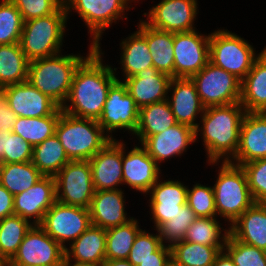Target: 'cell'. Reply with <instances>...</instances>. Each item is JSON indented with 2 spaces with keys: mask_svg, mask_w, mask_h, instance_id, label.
<instances>
[{
  "mask_svg": "<svg viewBox=\"0 0 266 266\" xmlns=\"http://www.w3.org/2000/svg\"><path fill=\"white\" fill-rule=\"evenodd\" d=\"M100 48L91 44L88 56L75 70L63 112L94 120L101 117L109 88L117 80V68L103 64Z\"/></svg>",
  "mask_w": 266,
  "mask_h": 266,
  "instance_id": "6da1fadb",
  "label": "cell"
},
{
  "mask_svg": "<svg viewBox=\"0 0 266 266\" xmlns=\"http://www.w3.org/2000/svg\"><path fill=\"white\" fill-rule=\"evenodd\" d=\"M246 110L238 103L222 106L207 107L201 117L200 125L196 128V140L200 132L208 163L215 165L231 161L239 146L240 128Z\"/></svg>",
  "mask_w": 266,
  "mask_h": 266,
  "instance_id": "7a4b0ae2",
  "label": "cell"
},
{
  "mask_svg": "<svg viewBox=\"0 0 266 266\" xmlns=\"http://www.w3.org/2000/svg\"><path fill=\"white\" fill-rule=\"evenodd\" d=\"M87 56L59 53L30 61L28 81L61 108L69 96L75 70Z\"/></svg>",
  "mask_w": 266,
  "mask_h": 266,
  "instance_id": "3957f363",
  "label": "cell"
},
{
  "mask_svg": "<svg viewBox=\"0 0 266 266\" xmlns=\"http://www.w3.org/2000/svg\"><path fill=\"white\" fill-rule=\"evenodd\" d=\"M55 134L71 161H89L110 140L98 120L60 111Z\"/></svg>",
  "mask_w": 266,
  "mask_h": 266,
  "instance_id": "277c9868",
  "label": "cell"
},
{
  "mask_svg": "<svg viewBox=\"0 0 266 266\" xmlns=\"http://www.w3.org/2000/svg\"><path fill=\"white\" fill-rule=\"evenodd\" d=\"M67 19L63 3L50 15L24 22L19 44L29 61L61 53Z\"/></svg>",
  "mask_w": 266,
  "mask_h": 266,
  "instance_id": "5b68a950",
  "label": "cell"
},
{
  "mask_svg": "<svg viewBox=\"0 0 266 266\" xmlns=\"http://www.w3.org/2000/svg\"><path fill=\"white\" fill-rule=\"evenodd\" d=\"M219 170L213 186L216 213L231 226L255 202L240 165L226 161Z\"/></svg>",
  "mask_w": 266,
  "mask_h": 266,
  "instance_id": "8992f818",
  "label": "cell"
},
{
  "mask_svg": "<svg viewBox=\"0 0 266 266\" xmlns=\"http://www.w3.org/2000/svg\"><path fill=\"white\" fill-rule=\"evenodd\" d=\"M260 53L256 54L248 41L227 29L210 33L209 62L230 72L240 81L251 70Z\"/></svg>",
  "mask_w": 266,
  "mask_h": 266,
  "instance_id": "52a82bcc",
  "label": "cell"
},
{
  "mask_svg": "<svg viewBox=\"0 0 266 266\" xmlns=\"http://www.w3.org/2000/svg\"><path fill=\"white\" fill-rule=\"evenodd\" d=\"M130 1V2H129ZM135 0H63L67 14L75 10L83 19L92 37L91 44L100 47L101 36L106 29L125 18L129 3Z\"/></svg>",
  "mask_w": 266,
  "mask_h": 266,
  "instance_id": "ba28073f",
  "label": "cell"
},
{
  "mask_svg": "<svg viewBox=\"0 0 266 266\" xmlns=\"http://www.w3.org/2000/svg\"><path fill=\"white\" fill-rule=\"evenodd\" d=\"M205 108L240 102L241 81L211 62L191 77Z\"/></svg>",
  "mask_w": 266,
  "mask_h": 266,
  "instance_id": "9c48e42d",
  "label": "cell"
},
{
  "mask_svg": "<svg viewBox=\"0 0 266 266\" xmlns=\"http://www.w3.org/2000/svg\"><path fill=\"white\" fill-rule=\"evenodd\" d=\"M54 178L57 202L89 208L95 193L89 161H69Z\"/></svg>",
  "mask_w": 266,
  "mask_h": 266,
  "instance_id": "30bf717a",
  "label": "cell"
},
{
  "mask_svg": "<svg viewBox=\"0 0 266 266\" xmlns=\"http://www.w3.org/2000/svg\"><path fill=\"white\" fill-rule=\"evenodd\" d=\"M89 209L55 202L45 213L40 226L64 249L91 226ZM71 241V242H70Z\"/></svg>",
  "mask_w": 266,
  "mask_h": 266,
  "instance_id": "8fae6325",
  "label": "cell"
},
{
  "mask_svg": "<svg viewBox=\"0 0 266 266\" xmlns=\"http://www.w3.org/2000/svg\"><path fill=\"white\" fill-rule=\"evenodd\" d=\"M138 120L139 108L127 92L123 81L116 80L109 88L98 124L111 139H115L112 137V131L116 132L117 129L130 131L134 134L138 126Z\"/></svg>",
  "mask_w": 266,
  "mask_h": 266,
  "instance_id": "7c38bea8",
  "label": "cell"
},
{
  "mask_svg": "<svg viewBox=\"0 0 266 266\" xmlns=\"http://www.w3.org/2000/svg\"><path fill=\"white\" fill-rule=\"evenodd\" d=\"M65 249L40 225L27 231L16 254L8 262L13 266H61Z\"/></svg>",
  "mask_w": 266,
  "mask_h": 266,
  "instance_id": "4fadbf2b",
  "label": "cell"
},
{
  "mask_svg": "<svg viewBox=\"0 0 266 266\" xmlns=\"http://www.w3.org/2000/svg\"><path fill=\"white\" fill-rule=\"evenodd\" d=\"M210 34L197 30L174 33V77L191 78L209 62Z\"/></svg>",
  "mask_w": 266,
  "mask_h": 266,
  "instance_id": "5bb4252c",
  "label": "cell"
},
{
  "mask_svg": "<svg viewBox=\"0 0 266 266\" xmlns=\"http://www.w3.org/2000/svg\"><path fill=\"white\" fill-rule=\"evenodd\" d=\"M197 0H161L149 9L145 22L156 29L172 33L190 32L198 14Z\"/></svg>",
  "mask_w": 266,
  "mask_h": 266,
  "instance_id": "9a60e30c",
  "label": "cell"
},
{
  "mask_svg": "<svg viewBox=\"0 0 266 266\" xmlns=\"http://www.w3.org/2000/svg\"><path fill=\"white\" fill-rule=\"evenodd\" d=\"M0 92L17 117L60 115L61 108L29 81L9 85Z\"/></svg>",
  "mask_w": 266,
  "mask_h": 266,
  "instance_id": "2e32d148",
  "label": "cell"
},
{
  "mask_svg": "<svg viewBox=\"0 0 266 266\" xmlns=\"http://www.w3.org/2000/svg\"><path fill=\"white\" fill-rule=\"evenodd\" d=\"M125 146L122 141L123 185L126 184L135 191L149 195L147 193L150 188L160 178V165L142 145L134 146L127 154Z\"/></svg>",
  "mask_w": 266,
  "mask_h": 266,
  "instance_id": "e0dca14e",
  "label": "cell"
},
{
  "mask_svg": "<svg viewBox=\"0 0 266 266\" xmlns=\"http://www.w3.org/2000/svg\"><path fill=\"white\" fill-rule=\"evenodd\" d=\"M55 202V178L43 176L28 190L14 195V215L28 220L33 225H40L45 213Z\"/></svg>",
  "mask_w": 266,
  "mask_h": 266,
  "instance_id": "ac0fdd59",
  "label": "cell"
},
{
  "mask_svg": "<svg viewBox=\"0 0 266 266\" xmlns=\"http://www.w3.org/2000/svg\"><path fill=\"white\" fill-rule=\"evenodd\" d=\"M188 186L176 180H157L150 188V211L154 228L158 230L165 222L187 204Z\"/></svg>",
  "mask_w": 266,
  "mask_h": 266,
  "instance_id": "d6986e66",
  "label": "cell"
},
{
  "mask_svg": "<svg viewBox=\"0 0 266 266\" xmlns=\"http://www.w3.org/2000/svg\"><path fill=\"white\" fill-rule=\"evenodd\" d=\"M265 158L266 112H246L241 123L239 146L230 162L241 166Z\"/></svg>",
  "mask_w": 266,
  "mask_h": 266,
  "instance_id": "ffe728a7",
  "label": "cell"
},
{
  "mask_svg": "<svg viewBox=\"0 0 266 266\" xmlns=\"http://www.w3.org/2000/svg\"><path fill=\"white\" fill-rule=\"evenodd\" d=\"M89 163L95 191L117 190L119 185H123L121 140H110Z\"/></svg>",
  "mask_w": 266,
  "mask_h": 266,
  "instance_id": "44dd1931",
  "label": "cell"
},
{
  "mask_svg": "<svg viewBox=\"0 0 266 266\" xmlns=\"http://www.w3.org/2000/svg\"><path fill=\"white\" fill-rule=\"evenodd\" d=\"M194 142H196L195 129L177 123L165 131L147 137L141 145L159 165L170 157L181 156Z\"/></svg>",
  "mask_w": 266,
  "mask_h": 266,
  "instance_id": "7402d4cb",
  "label": "cell"
},
{
  "mask_svg": "<svg viewBox=\"0 0 266 266\" xmlns=\"http://www.w3.org/2000/svg\"><path fill=\"white\" fill-rule=\"evenodd\" d=\"M171 77L159 72L154 66L143 69L123 81L136 106L141 107L167 100Z\"/></svg>",
  "mask_w": 266,
  "mask_h": 266,
  "instance_id": "603a6c76",
  "label": "cell"
},
{
  "mask_svg": "<svg viewBox=\"0 0 266 266\" xmlns=\"http://www.w3.org/2000/svg\"><path fill=\"white\" fill-rule=\"evenodd\" d=\"M168 92H172L170 97L168 95L167 101L177 123L196 130L200 125L195 123L197 122L196 118L199 115L202 116L205 107L200 100L194 82L191 78L174 77L170 81Z\"/></svg>",
  "mask_w": 266,
  "mask_h": 266,
  "instance_id": "cb8c5ba5",
  "label": "cell"
},
{
  "mask_svg": "<svg viewBox=\"0 0 266 266\" xmlns=\"http://www.w3.org/2000/svg\"><path fill=\"white\" fill-rule=\"evenodd\" d=\"M124 199V191L121 188L95 191L88 208L92 225L107 230L131 220L133 217L128 218L125 212Z\"/></svg>",
  "mask_w": 266,
  "mask_h": 266,
  "instance_id": "d4e9b609",
  "label": "cell"
},
{
  "mask_svg": "<svg viewBox=\"0 0 266 266\" xmlns=\"http://www.w3.org/2000/svg\"><path fill=\"white\" fill-rule=\"evenodd\" d=\"M137 31L120 43L122 72L124 79L136 75L143 69L154 66L146 40V22L140 20Z\"/></svg>",
  "mask_w": 266,
  "mask_h": 266,
  "instance_id": "484cf974",
  "label": "cell"
},
{
  "mask_svg": "<svg viewBox=\"0 0 266 266\" xmlns=\"http://www.w3.org/2000/svg\"><path fill=\"white\" fill-rule=\"evenodd\" d=\"M229 234L266 251V203H254L231 226Z\"/></svg>",
  "mask_w": 266,
  "mask_h": 266,
  "instance_id": "4316f807",
  "label": "cell"
},
{
  "mask_svg": "<svg viewBox=\"0 0 266 266\" xmlns=\"http://www.w3.org/2000/svg\"><path fill=\"white\" fill-rule=\"evenodd\" d=\"M240 104L246 112H266V47L241 81Z\"/></svg>",
  "mask_w": 266,
  "mask_h": 266,
  "instance_id": "83f0119b",
  "label": "cell"
},
{
  "mask_svg": "<svg viewBox=\"0 0 266 266\" xmlns=\"http://www.w3.org/2000/svg\"><path fill=\"white\" fill-rule=\"evenodd\" d=\"M105 249L106 230L91 224L69 247L65 248V256L78 262L102 264L106 260Z\"/></svg>",
  "mask_w": 266,
  "mask_h": 266,
  "instance_id": "f1b7e54d",
  "label": "cell"
},
{
  "mask_svg": "<svg viewBox=\"0 0 266 266\" xmlns=\"http://www.w3.org/2000/svg\"><path fill=\"white\" fill-rule=\"evenodd\" d=\"M177 124L169 102L163 100L139 109L138 126L133 135L140 144L149 136L158 134Z\"/></svg>",
  "mask_w": 266,
  "mask_h": 266,
  "instance_id": "f546056e",
  "label": "cell"
},
{
  "mask_svg": "<svg viewBox=\"0 0 266 266\" xmlns=\"http://www.w3.org/2000/svg\"><path fill=\"white\" fill-rule=\"evenodd\" d=\"M30 61L19 42L0 45V90L9 85L28 81Z\"/></svg>",
  "mask_w": 266,
  "mask_h": 266,
  "instance_id": "4dcf8cb0",
  "label": "cell"
},
{
  "mask_svg": "<svg viewBox=\"0 0 266 266\" xmlns=\"http://www.w3.org/2000/svg\"><path fill=\"white\" fill-rule=\"evenodd\" d=\"M146 40L154 67L174 78V33L153 28L146 23Z\"/></svg>",
  "mask_w": 266,
  "mask_h": 266,
  "instance_id": "1f68e13d",
  "label": "cell"
},
{
  "mask_svg": "<svg viewBox=\"0 0 266 266\" xmlns=\"http://www.w3.org/2000/svg\"><path fill=\"white\" fill-rule=\"evenodd\" d=\"M71 161L56 134L33 147L31 162L43 176H55Z\"/></svg>",
  "mask_w": 266,
  "mask_h": 266,
  "instance_id": "d6a6232c",
  "label": "cell"
},
{
  "mask_svg": "<svg viewBox=\"0 0 266 266\" xmlns=\"http://www.w3.org/2000/svg\"><path fill=\"white\" fill-rule=\"evenodd\" d=\"M42 177L31 161L0 164V184L13 195L28 190Z\"/></svg>",
  "mask_w": 266,
  "mask_h": 266,
  "instance_id": "836d02e7",
  "label": "cell"
},
{
  "mask_svg": "<svg viewBox=\"0 0 266 266\" xmlns=\"http://www.w3.org/2000/svg\"><path fill=\"white\" fill-rule=\"evenodd\" d=\"M171 258L184 266H212L224 247H213L188 241L174 243Z\"/></svg>",
  "mask_w": 266,
  "mask_h": 266,
  "instance_id": "e575fe53",
  "label": "cell"
},
{
  "mask_svg": "<svg viewBox=\"0 0 266 266\" xmlns=\"http://www.w3.org/2000/svg\"><path fill=\"white\" fill-rule=\"evenodd\" d=\"M216 218L197 217L187 229L183 240L207 246L225 247L229 235V227L228 229H223ZM222 231H224V234Z\"/></svg>",
  "mask_w": 266,
  "mask_h": 266,
  "instance_id": "d590c367",
  "label": "cell"
},
{
  "mask_svg": "<svg viewBox=\"0 0 266 266\" xmlns=\"http://www.w3.org/2000/svg\"><path fill=\"white\" fill-rule=\"evenodd\" d=\"M32 223L18 215L0 220V257L9 262L16 254Z\"/></svg>",
  "mask_w": 266,
  "mask_h": 266,
  "instance_id": "8d00e7d4",
  "label": "cell"
},
{
  "mask_svg": "<svg viewBox=\"0 0 266 266\" xmlns=\"http://www.w3.org/2000/svg\"><path fill=\"white\" fill-rule=\"evenodd\" d=\"M133 217L127 223L106 230V259H127L135 237L141 230Z\"/></svg>",
  "mask_w": 266,
  "mask_h": 266,
  "instance_id": "74e56055",
  "label": "cell"
},
{
  "mask_svg": "<svg viewBox=\"0 0 266 266\" xmlns=\"http://www.w3.org/2000/svg\"><path fill=\"white\" fill-rule=\"evenodd\" d=\"M59 116L17 117L12 132L20 135L34 147L55 134Z\"/></svg>",
  "mask_w": 266,
  "mask_h": 266,
  "instance_id": "f35d334b",
  "label": "cell"
},
{
  "mask_svg": "<svg viewBox=\"0 0 266 266\" xmlns=\"http://www.w3.org/2000/svg\"><path fill=\"white\" fill-rule=\"evenodd\" d=\"M0 2V45L18 43L24 26L22 14L11 0Z\"/></svg>",
  "mask_w": 266,
  "mask_h": 266,
  "instance_id": "ab89813d",
  "label": "cell"
},
{
  "mask_svg": "<svg viewBox=\"0 0 266 266\" xmlns=\"http://www.w3.org/2000/svg\"><path fill=\"white\" fill-rule=\"evenodd\" d=\"M196 218L197 216L192 209L187 204L184 205L172 219L158 229L162 244L165 245L166 243L171 247L174 243L183 241L187 229Z\"/></svg>",
  "mask_w": 266,
  "mask_h": 266,
  "instance_id": "60d3db41",
  "label": "cell"
},
{
  "mask_svg": "<svg viewBox=\"0 0 266 266\" xmlns=\"http://www.w3.org/2000/svg\"><path fill=\"white\" fill-rule=\"evenodd\" d=\"M224 251L236 266H266V251L245 244L230 234L225 243Z\"/></svg>",
  "mask_w": 266,
  "mask_h": 266,
  "instance_id": "b9f144b4",
  "label": "cell"
},
{
  "mask_svg": "<svg viewBox=\"0 0 266 266\" xmlns=\"http://www.w3.org/2000/svg\"><path fill=\"white\" fill-rule=\"evenodd\" d=\"M187 205L197 217H217L213 186L196 183L188 187Z\"/></svg>",
  "mask_w": 266,
  "mask_h": 266,
  "instance_id": "7bdbcfd3",
  "label": "cell"
},
{
  "mask_svg": "<svg viewBox=\"0 0 266 266\" xmlns=\"http://www.w3.org/2000/svg\"><path fill=\"white\" fill-rule=\"evenodd\" d=\"M255 203H266V158L242 164Z\"/></svg>",
  "mask_w": 266,
  "mask_h": 266,
  "instance_id": "ee69618b",
  "label": "cell"
},
{
  "mask_svg": "<svg viewBox=\"0 0 266 266\" xmlns=\"http://www.w3.org/2000/svg\"><path fill=\"white\" fill-rule=\"evenodd\" d=\"M156 234L142 229L138 232L127 258L133 266H138L146 258L155 257V251L162 245L158 230Z\"/></svg>",
  "mask_w": 266,
  "mask_h": 266,
  "instance_id": "f6af8a7d",
  "label": "cell"
},
{
  "mask_svg": "<svg viewBox=\"0 0 266 266\" xmlns=\"http://www.w3.org/2000/svg\"><path fill=\"white\" fill-rule=\"evenodd\" d=\"M19 12L22 14L23 20L44 17L54 13L62 4L63 0H11Z\"/></svg>",
  "mask_w": 266,
  "mask_h": 266,
  "instance_id": "bcb514c9",
  "label": "cell"
},
{
  "mask_svg": "<svg viewBox=\"0 0 266 266\" xmlns=\"http://www.w3.org/2000/svg\"><path fill=\"white\" fill-rule=\"evenodd\" d=\"M32 153L33 146L20 135L14 132L6 135V153L3 156V164L30 162Z\"/></svg>",
  "mask_w": 266,
  "mask_h": 266,
  "instance_id": "7dc6e473",
  "label": "cell"
},
{
  "mask_svg": "<svg viewBox=\"0 0 266 266\" xmlns=\"http://www.w3.org/2000/svg\"><path fill=\"white\" fill-rule=\"evenodd\" d=\"M17 115L11 110L6 99L0 94V130L12 131Z\"/></svg>",
  "mask_w": 266,
  "mask_h": 266,
  "instance_id": "c3c4849f",
  "label": "cell"
},
{
  "mask_svg": "<svg viewBox=\"0 0 266 266\" xmlns=\"http://www.w3.org/2000/svg\"><path fill=\"white\" fill-rule=\"evenodd\" d=\"M171 260V248L162 244L156 251L155 257L146 258L138 266H167Z\"/></svg>",
  "mask_w": 266,
  "mask_h": 266,
  "instance_id": "681fc988",
  "label": "cell"
},
{
  "mask_svg": "<svg viewBox=\"0 0 266 266\" xmlns=\"http://www.w3.org/2000/svg\"><path fill=\"white\" fill-rule=\"evenodd\" d=\"M14 215V195L0 184V220Z\"/></svg>",
  "mask_w": 266,
  "mask_h": 266,
  "instance_id": "f907efd6",
  "label": "cell"
},
{
  "mask_svg": "<svg viewBox=\"0 0 266 266\" xmlns=\"http://www.w3.org/2000/svg\"><path fill=\"white\" fill-rule=\"evenodd\" d=\"M212 266H236L230 256L223 250L216 257Z\"/></svg>",
  "mask_w": 266,
  "mask_h": 266,
  "instance_id": "816d5d0a",
  "label": "cell"
},
{
  "mask_svg": "<svg viewBox=\"0 0 266 266\" xmlns=\"http://www.w3.org/2000/svg\"><path fill=\"white\" fill-rule=\"evenodd\" d=\"M12 131L0 130V164H3V156L6 153V135H10Z\"/></svg>",
  "mask_w": 266,
  "mask_h": 266,
  "instance_id": "f5cc1de1",
  "label": "cell"
},
{
  "mask_svg": "<svg viewBox=\"0 0 266 266\" xmlns=\"http://www.w3.org/2000/svg\"><path fill=\"white\" fill-rule=\"evenodd\" d=\"M102 266H133L127 259H106Z\"/></svg>",
  "mask_w": 266,
  "mask_h": 266,
  "instance_id": "db71d44e",
  "label": "cell"
},
{
  "mask_svg": "<svg viewBox=\"0 0 266 266\" xmlns=\"http://www.w3.org/2000/svg\"><path fill=\"white\" fill-rule=\"evenodd\" d=\"M61 266H102V264L78 262L75 260L72 261V259H68L66 256H64Z\"/></svg>",
  "mask_w": 266,
  "mask_h": 266,
  "instance_id": "11a10c76",
  "label": "cell"
},
{
  "mask_svg": "<svg viewBox=\"0 0 266 266\" xmlns=\"http://www.w3.org/2000/svg\"><path fill=\"white\" fill-rule=\"evenodd\" d=\"M167 266H184V265H181V264L175 262V261L171 258V260L169 261V263H168Z\"/></svg>",
  "mask_w": 266,
  "mask_h": 266,
  "instance_id": "9f6ffc18",
  "label": "cell"
},
{
  "mask_svg": "<svg viewBox=\"0 0 266 266\" xmlns=\"http://www.w3.org/2000/svg\"><path fill=\"white\" fill-rule=\"evenodd\" d=\"M5 261L0 257V266H4Z\"/></svg>",
  "mask_w": 266,
  "mask_h": 266,
  "instance_id": "6f0895ef",
  "label": "cell"
},
{
  "mask_svg": "<svg viewBox=\"0 0 266 266\" xmlns=\"http://www.w3.org/2000/svg\"><path fill=\"white\" fill-rule=\"evenodd\" d=\"M4 266H13V265H11V264L8 263V262H5Z\"/></svg>",
  "mask_w": 266,
  "mask_h": 266,
  "instance_id": "680465c9",
  "label": "cell"
}]
</instances>
